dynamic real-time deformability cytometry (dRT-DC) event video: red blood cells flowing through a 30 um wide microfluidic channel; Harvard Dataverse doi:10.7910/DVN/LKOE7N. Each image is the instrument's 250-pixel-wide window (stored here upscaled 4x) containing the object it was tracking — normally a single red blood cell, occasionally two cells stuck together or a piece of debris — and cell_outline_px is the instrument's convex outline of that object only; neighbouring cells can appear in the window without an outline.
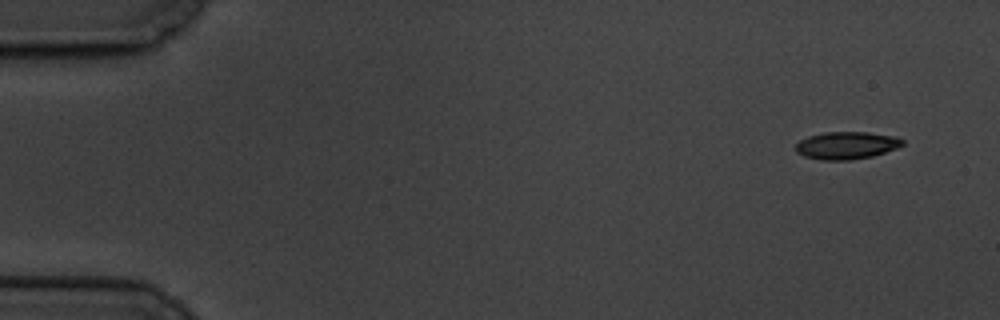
{"species": "common noctule bat (a hibernating species)", "species_latin": "Nyctalus noctula", "temperature_condition": "cold", "stored_images_in_passage": 6, "camera_frame_rate_fps": 3000, "um_per_image_px": 0.085, "animal": {"sex": "male", "body_mass_g": 19.5, "forearm_length_mm": 54.6}, "frame": {"image": 1, "passage_image": 1, "time_ms": 0.0, "image_size_px": [1000, 320], "cell_outline_px": [[904, 144], [896, 148], [872, 156], [848, 160], [824, 160], [804, 156], [796, 152], [796, 144], [800, 140], [808, 136], [824, 132], [868, 132], [896, 136], [904, 140]], "centroid_in_image_um": [71.95, 12.35], "position_along_channel_um": 13.0, "area_um2": 17.05}}
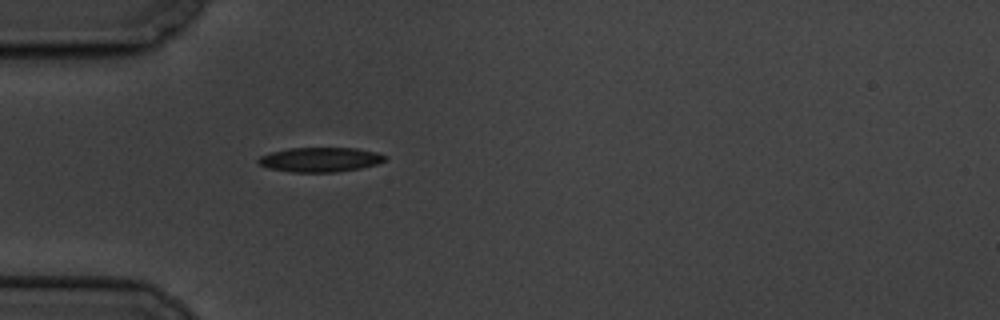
{"frame": {"image": 2, "passage_image": 5, "time_ms": 4.667, "image_size_px": [1000, 320], "cell_outline_px": [[388, 156], [384, 160], [376, 164], [360, 168], [336, 172], [292, 172], [268, 168], [260, 164], [256, 160], [260, 156], [272, 152], [292, 148], [356, 148], [376, 152]], "centroid_in_image_um": [27.22, 13.57], "position_along_channel_um": 57.8, "area_um2": 17.98}}